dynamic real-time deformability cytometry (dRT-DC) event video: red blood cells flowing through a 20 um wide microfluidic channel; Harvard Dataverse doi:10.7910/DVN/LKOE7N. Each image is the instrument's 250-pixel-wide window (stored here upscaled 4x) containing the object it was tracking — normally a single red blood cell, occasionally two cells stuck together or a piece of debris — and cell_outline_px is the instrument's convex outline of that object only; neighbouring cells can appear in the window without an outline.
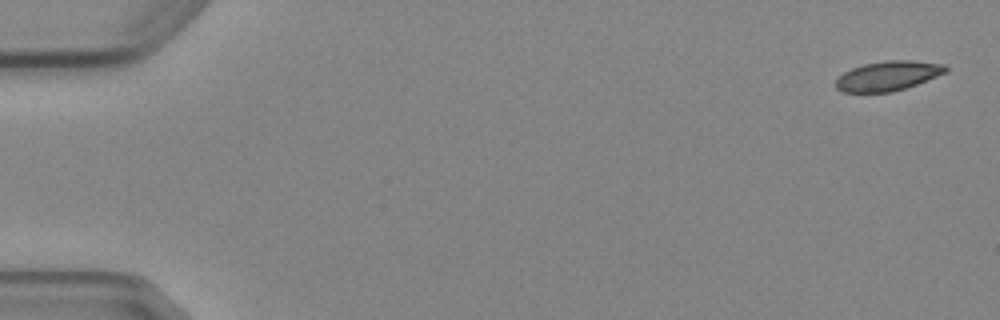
{"species": "Egyptian fruit bat (a non-hibernating species)", "species_latin": "Rousettus aegyptiacus", "temperature_condition": "cold", "stored_images_in_passage": 5, "camera_frame_rate_fps": 3000, "um_per_image_px": 0.085, "animal": {"sex": "female"}, "frame": {"image": 1, "passage_image": 1, "time_ms": 0.0, "image_size_px": [1000, 320], "cell_outline_px": [[948, 72], [916, 84], [892, 92], [840, 92], [836, 88], [836, 80], [844, 72], [852, 68], [864, 64], [888, 60], [912, 60], [944, 64], [948, 68]], "centroid_in_image_um": [75.49, 6.44], "position_along_channel_um": 9.5, "area_um2": 18.9}}
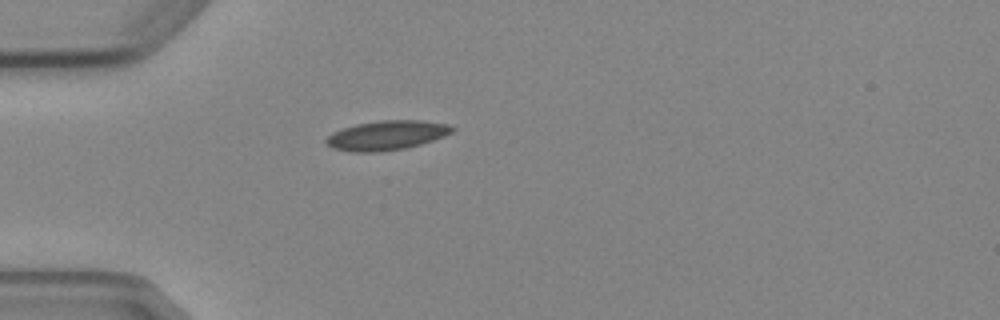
{"frame": {"image": 2, "passage_image": 5, "time_ms": 4.667, "image_size_px": [1000, 320], "cell_outline_px": [[456, 128], [452, 132], [444, 136], [408, 148], [380, 152], [352, 152], [332, 148], [324, 144], [324, 140], [332, 132], [356, 124], [380, 120], [424, 120], [448, 124]], "centroid_in_image_um": [32.85, 11.51], "position_along_channel_um": 52.1, "area_um2": 21.85}}